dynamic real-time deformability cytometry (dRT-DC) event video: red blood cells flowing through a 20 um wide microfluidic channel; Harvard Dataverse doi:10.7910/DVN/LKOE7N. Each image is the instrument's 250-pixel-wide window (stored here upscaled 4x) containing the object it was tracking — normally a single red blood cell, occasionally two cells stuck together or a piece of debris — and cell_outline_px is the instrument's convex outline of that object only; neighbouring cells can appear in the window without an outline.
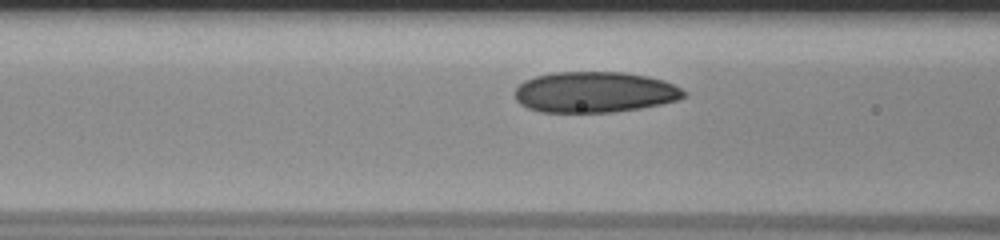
{"species": "human", "species_latin": "Homo sapiens", "temperature_condition": "room temperature", "stored_images_in_passage": 30, "camera_frame_rate_fps": 3000, "um_per_image_px": 0.085, "donor": {"sex": "male"}, "frame": {"image": 1, "passage_image": 6, "time_ms": 1.667, "image_size_px": [1000, 240], "cell_outline_px": [[688, 96], [676, 100], [660, 104], [640, 108], [612, 112], [540, 112], [528, 108], [520, 104], [516, 100], [512, 92], [524, 80], [536, 76], [552, 72], [624, 72], [648, 76], [664, 80], [688, 92]], "centroid_in_image_um": [50.53, 7.83], "position_along_channel_um": 116.1, "area_um2": 40.52}}
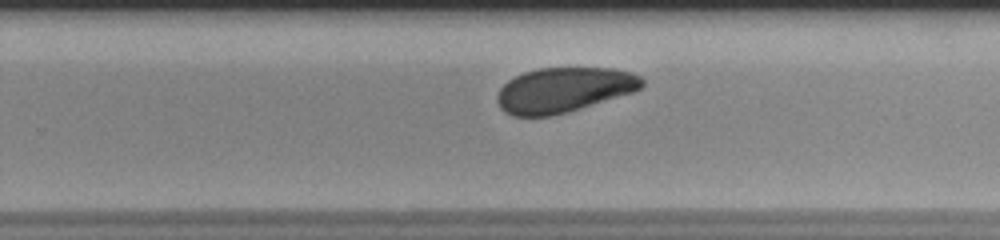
{"frame": {"image": 2, "passage_image": 19, "time_ms": 6.0, "image_size_px": [1000, 240], "cell_outline_px": [[644, 84], [640, 88], [632, 92], [568, 112], [552, 116], [512, 116], [504, 112], [500, 108], [496, 100], [496, 96], [500, 88], [508, 80], [524, 72], [540, 68], [612, 68], [632, 72], [640, 76], [644, 80]], "centroid_in_image_um": [47.9, 7.64], "position_along_channel_um": 281.9, "area_um2": 37.92}}
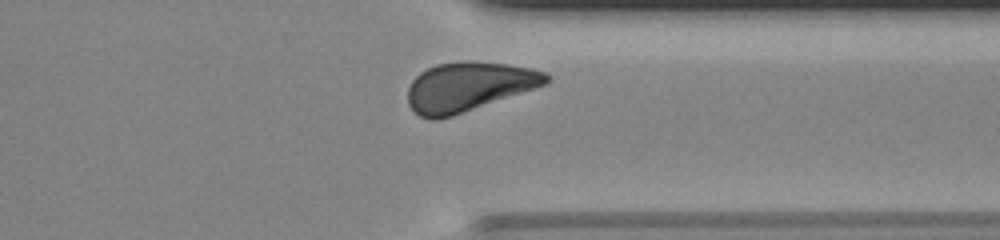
{"frame": {"image": 3, "passage_image": 26, "time_ms": 8.333, "image_size_px": [1000, 240], "cell_outline_px": [[552, 76], [544, 84], [452, 116], [436, 120], [432, 120], [420, 116], [408, 104], [408, 88], [412, 80], [420, 72], [436, 64], [464, 60], [472, 60], [508, 64], [532, 68], [548, 72]], "centroid_in_image_um": [39.8, 7.34], "position_along_channel_um": 371.6, "area_um2": 39.48}}